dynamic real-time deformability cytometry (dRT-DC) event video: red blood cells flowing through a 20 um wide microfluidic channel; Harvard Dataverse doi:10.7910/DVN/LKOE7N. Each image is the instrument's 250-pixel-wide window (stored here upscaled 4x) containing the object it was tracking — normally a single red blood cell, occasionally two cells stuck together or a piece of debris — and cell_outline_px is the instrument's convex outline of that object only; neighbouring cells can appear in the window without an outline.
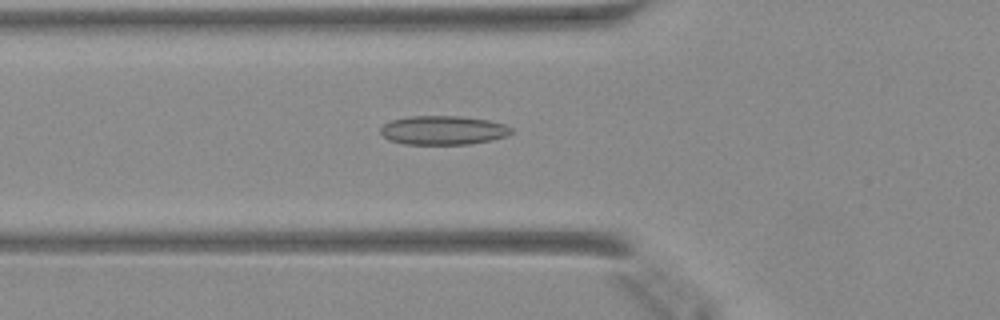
{"species": "Egyptian fruit bat (a non-hibernating species)", "species_latin": "Rousettus aegyptiacus", "temperature_condition": "warm", "stored_images_in_passage": 47, "camera_frame_rate_fps": 3000, "um_per_image_px": 0.085, "animal": {"sex": "female"}, "frame": {"image": 1, "passage_image": 18, "time_ms": 5.667, "image_size_px": [1000, 320], "cell_outline_px": [[512, 132], [508, 136], [492, 140], [472, 144], [404, 144], [388, 140], [380, 132], [380, 128], [384, 124], [392, 120], [412, 116], [460, 116], [488, 120], [504, 124], [512, 128]], "centroid_in_image_um": [37.68, 11.08], "position_along_channel_um": 88.1, "area_um2": 22.14}}
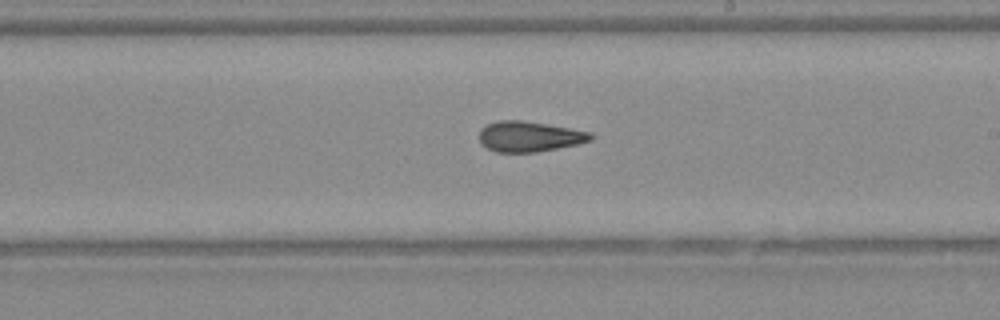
{"frame": {"image": 2, "passage_image": 29, "time_ms": 9.333, "image_size_px": [1000, 320], "cell_outline_px": [[592, 140], [576, 144], [536, 152], [496, 152], [480, 144], [480, 132], [488, 124], [500, 120], [524, 120], [592, 132]], "centroid_in_image_um": [45.0, 11.6], "position_along_channel_um": 244.0, "area_um2": 19.54}}
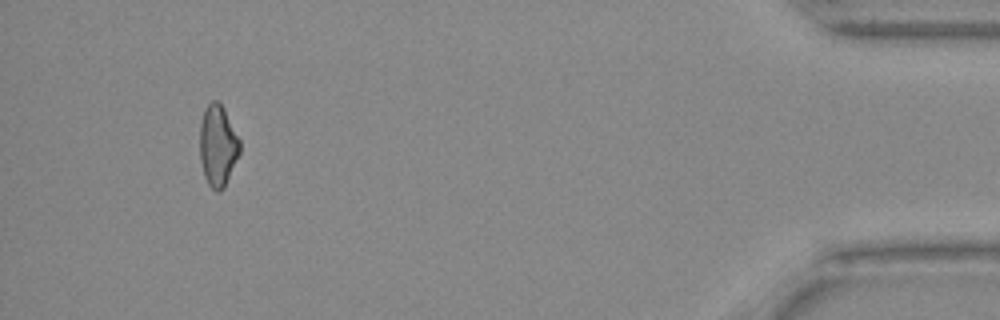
{"frame": {"image": 3, "passage_image": 46, "time_ms": 15.0, "image_size_px": [1000, 320], "cell_outline_px": [[240, 152], [224, 188], [220, 192], [216, 192], [208, 184], [204, 176], [200, 160], [200, 124], [204, 112], [208, 104], [212, 100], [216, 100], [224, 108], [240, 140]], "centroid_in_image_um": [18.51, 12.4], "position_along_channel_um": 416.7, "area_um2": 18.9}}